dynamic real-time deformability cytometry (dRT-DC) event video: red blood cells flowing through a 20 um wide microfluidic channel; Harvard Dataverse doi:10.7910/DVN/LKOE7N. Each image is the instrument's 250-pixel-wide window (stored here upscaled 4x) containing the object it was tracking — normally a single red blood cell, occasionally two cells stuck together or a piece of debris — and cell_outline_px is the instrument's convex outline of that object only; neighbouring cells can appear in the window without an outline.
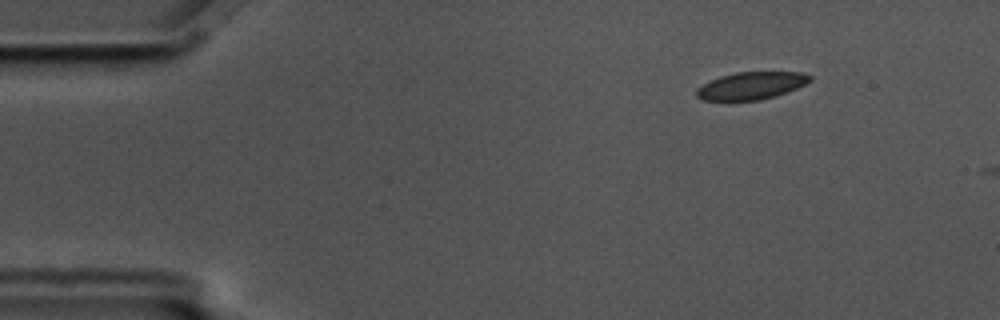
{"species": "common noctule bat (a hibernating species)", "species_latin": "Nyctalus noctula", "temperature_condition": "cold", "stored_images_in_passage": 3, "camera_frame_rate_fps": 3000, "um_per_image_px": 0.085, "animal": {"sex": "male", "body_mass_g": 17.5, "forearm_length_mm": 52.3}, "frame": {"image": 1, "passage_image": 1, "time_ms": 0.0, "image_size_px": [1000, 320], "cell_outline_px": [[812, 80], [788, 92], [776, 96], [760, 100], [704, 100], [696, 96], [696, 88], [720, 76], [736, 72], [800, 72], [812, 76]], "centroid_in_image_um": [63.87, 7.28], "position_along_channel_um": 21.1, "area_um2": 18.03}}